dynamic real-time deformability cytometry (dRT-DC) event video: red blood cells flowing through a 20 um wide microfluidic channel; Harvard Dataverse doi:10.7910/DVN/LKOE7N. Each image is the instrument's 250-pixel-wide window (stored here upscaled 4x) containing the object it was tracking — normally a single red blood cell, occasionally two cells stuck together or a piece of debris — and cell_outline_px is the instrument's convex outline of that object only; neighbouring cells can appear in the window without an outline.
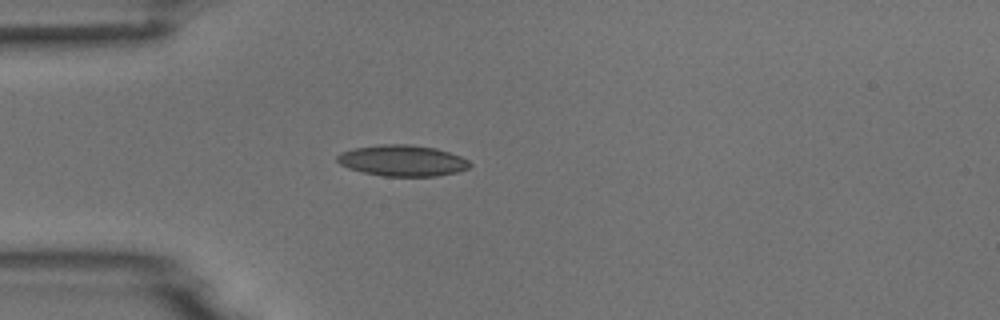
{"species": "common noctule bat (a hibernating species)", "species_latin": "Nyctalus noctula", "temperature_condition": "room temperature", "stored_images_in_passage": 3, "camera_frame_rate_fps": 3000, "um_per_image_px": 0.085, "animal": {"sex": "male", "body_mass_g": 18.8}, "frame": {"image": 1, "passage_image": 3, "time_ms": 3.333, "image_size_px": [1000, 320], "cell_outline_px": [[472, 164], [468, 168], [456, 172], [436, 176], [384, 176], [364, 172], [348, 168], [340, 164], [336, 160], [336, 156], [340, 152], [352, 148], [380, 144], [408, 144], [436, 148], [460, 156], [468, 160]], "centroid_in_image_um": [34.17, 13.64], "position_along_channel_um": 50.8, "area_um2": 24.04}}